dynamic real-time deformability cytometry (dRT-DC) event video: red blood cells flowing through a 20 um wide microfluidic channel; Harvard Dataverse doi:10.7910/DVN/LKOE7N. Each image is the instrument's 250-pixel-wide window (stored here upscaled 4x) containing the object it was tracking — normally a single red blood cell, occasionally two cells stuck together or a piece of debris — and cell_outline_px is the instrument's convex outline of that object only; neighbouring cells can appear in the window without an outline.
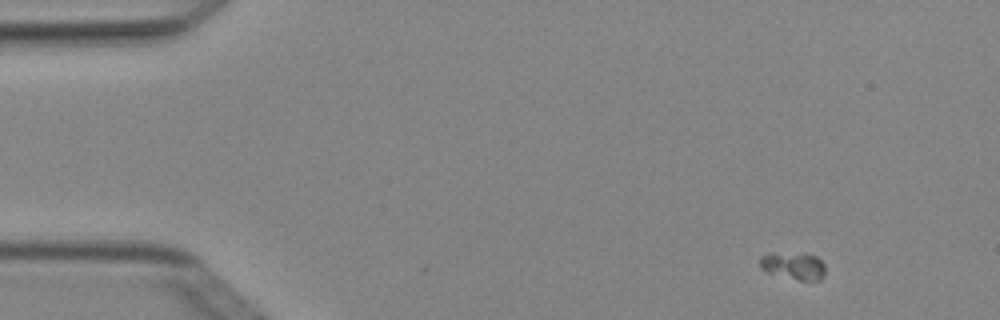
{"species": "Egyptian fruit bat (a non-hibernating species)", "species_latin": "Rousettus aegyptiacus", "temperature_condition": "cold", "stored_images_in_passage": 5, "camera_frame_rate_fps": 3000, "um_per_image_px": 0.085, "animal": {"sex": "female"}, "frame": {"image": 1, "passage_image": 1, "time_ms": 0.0, "image_size_px": [1000, 320], "cell_outline_px": [[824, 276], [820, 280], [800, 280], [768, 272], [760, 268], [760, 256], [768, 252], [804, 252], [816, 256], [824, 264]], "centroid_in_image_um": [67.43, 22.54], "position_along_channel_um": 17.6, "area_um2": 10.64}}
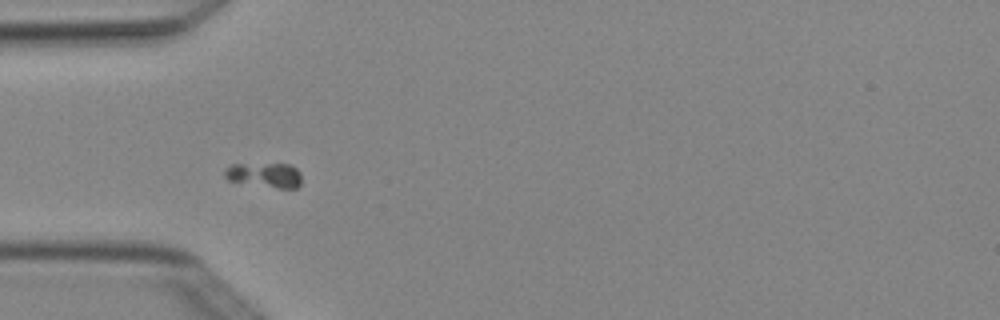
{"frame": {"image": 2, "passage_image": 4, "time_ms": 1.0, "image_size_px": [1000, 320], "cell_outline_px": [[300, 184], [296, 188], [280, 188], [228, 180], [224, 176], [224, 168], [232, 164], [288, 164], [296, 168], [300, 172]], "centroid_in_image_um": [22.48, 14.86], "position_along_channel_um": 62.5, "area_um2": 10.92}}
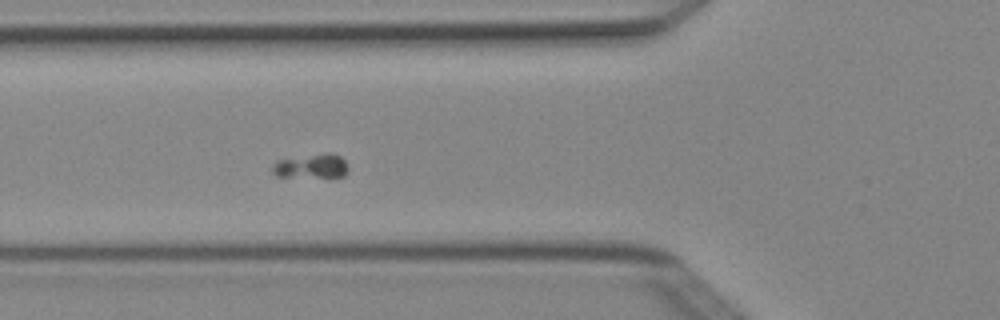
{"frame": {"image": 3, "passage_image": 5, "time_ms": 1.333, "image_size_px": [1000, 320], "cell_outline_px": [[348, 172], [344, 176], [276, 176], [272, 172], [272, 164], [276, 160], [324, 152], [332, 152], [340, 156], [344, 160], [348, 168]], "centroid_in_image_um": [26.46, 14.09], "position_along_channel_um": 99.3, "area_um2": 10.75}}